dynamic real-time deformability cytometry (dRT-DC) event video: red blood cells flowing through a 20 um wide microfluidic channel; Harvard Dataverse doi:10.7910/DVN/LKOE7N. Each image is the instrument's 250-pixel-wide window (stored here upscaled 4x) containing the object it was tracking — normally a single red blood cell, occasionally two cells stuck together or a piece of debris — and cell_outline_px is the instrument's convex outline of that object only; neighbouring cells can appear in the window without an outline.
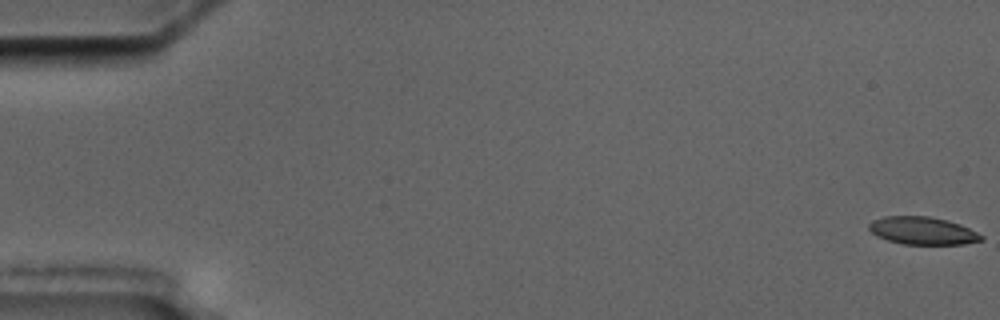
{"species": "common noctule bat (a hibernating species)", "species_latin": "Nyctalus noctula", "temperature_condition": "cold", "stored_images_in_passage": 6, "segment_of_instrument_passage": [1, 2], "camera_frame_rate_fps": 3000, "um_per_image_px": 0.085, "animal": {"sex": "male", "body_mass_g": 17.5, "forearm_length_mm": 52.3}, "frame": {"image": 1, "passage_image": 1, "time_ms": 0.0, "image_size_px": [1000, 320], "cell_outline_px": [[984, 240], [964, 244], [904, 244], [888, 240], [876, 236], [868, 228], [868, 224], [872, 220], [884, 216], [928, 216], [948, 220], [960, 224], [984, 236]], "centroid_in_image_um": [78.41, 19.6], "position_along_channel_um": 6.6, "area_um2": 18.15}}
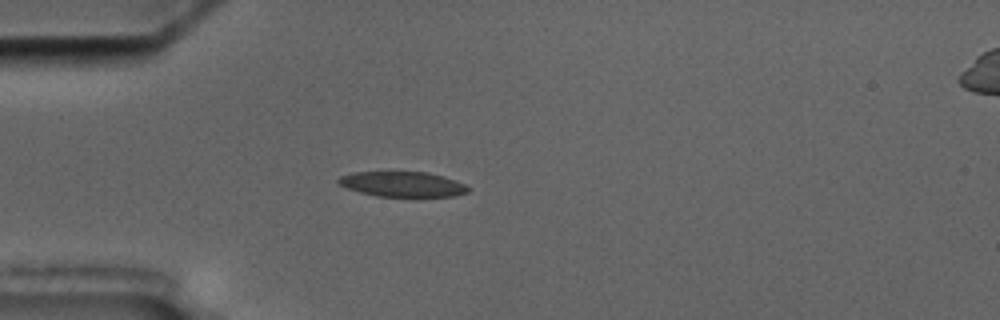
{"frame": {"image": 2, "passage_image": 5, "time_ms": 5.333, "image_size_px": [1000, 320], "cell_outline_px": [[468, 192], [452, 196], [376, 196], [360, 192], [336, 184], [336, 180], [340, 176], [352, 172], [428, 172], [444, 176], [456, 180], [464, 184], [468, 188]], "centroid_in_image_um": [34.17, 15.64], "position_along_channel_um": 50.8, "area_um2": 18.96}}